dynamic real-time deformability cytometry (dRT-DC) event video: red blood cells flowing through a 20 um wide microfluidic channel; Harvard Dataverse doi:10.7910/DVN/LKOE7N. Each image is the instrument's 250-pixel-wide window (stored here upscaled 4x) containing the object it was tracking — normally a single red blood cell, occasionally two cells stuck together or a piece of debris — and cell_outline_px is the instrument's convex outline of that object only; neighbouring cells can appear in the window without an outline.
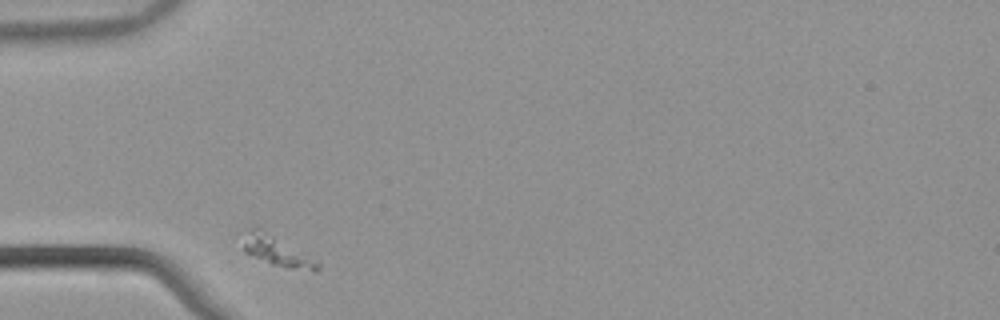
{"species": "common noctule bat (a hibernating species)", "species_latin": "Nyctalus noctula", "temperature_condition": "warm", "stored_images_in_passage": 31, "camera_frame_rate_fps": 3000, "um_per_image_px": 0.085, "animal": {"sex": "male", "body_mass_g": 21.5, "forearm_length_mm": 52.0}, "frame": {"image": 1, "passage_image": 1, "time_ms": 0.0, "image_size_px": [1000, 320], "cell_outline_px": [[320, 268], [316, 272], [292, 268], [272, 264], [244, 252], [244, 228], [256, 224], [320, 260]], "centroid_in_image_um": [23.56, 21.26], "position_along_channel_um": 61.4, "area_um2": 13.76}}
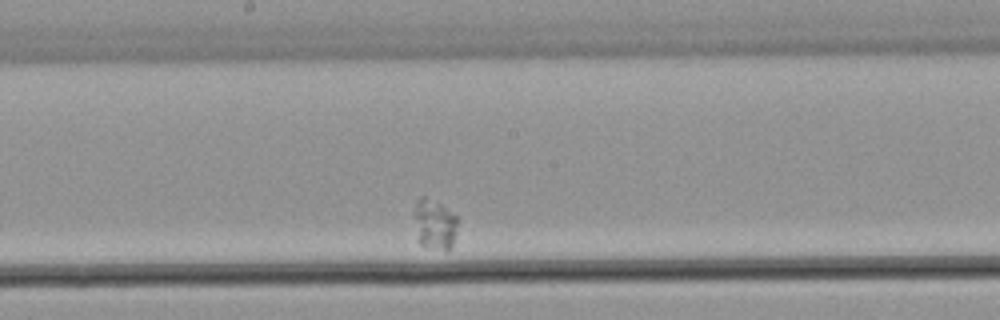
{"frame": {"image": 2, "passage_image": 16, "time_ms": 5.0, "image_size_px": [1000, 320], "cell_outline_px": [[456, 224], [452, 248], [448, 252], [444, 252], [424, 248], [420, 244], [412, 216], [412, 212], [416, 200], [420, 196], [424, 196], [440, 204], [456, 216]], "centroid_in_image_um": [36.88, 19.11], "position_along_channel_um": 211.3, "area_um2": 13.12}}
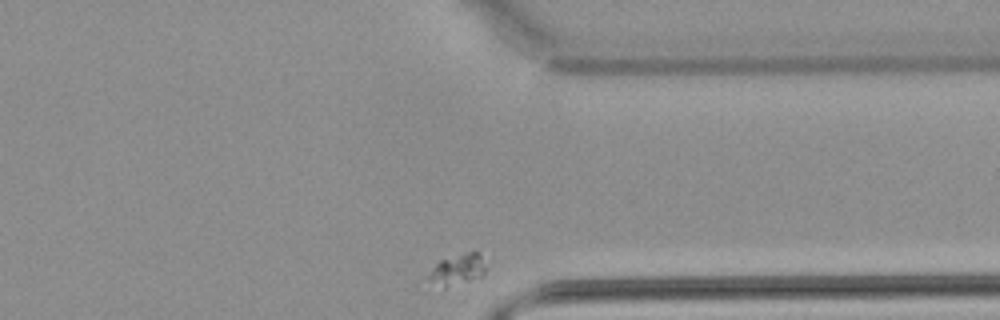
{"frame": {"image": 3, "passage_image": 31, "time_ms": 10.0, "image_size_px": [1000, 320], "cell_outline_px": [[488, 264], [484, 272], [480, 276], [444, 288], [428, 280], [428, 276], [432, 268], [440, 260], [468, 252], [476, 252]], "centroid_in_image_um": [38.89, 22.9], "position_along_channel_um": 372.5, "area_um2": 10.0}}